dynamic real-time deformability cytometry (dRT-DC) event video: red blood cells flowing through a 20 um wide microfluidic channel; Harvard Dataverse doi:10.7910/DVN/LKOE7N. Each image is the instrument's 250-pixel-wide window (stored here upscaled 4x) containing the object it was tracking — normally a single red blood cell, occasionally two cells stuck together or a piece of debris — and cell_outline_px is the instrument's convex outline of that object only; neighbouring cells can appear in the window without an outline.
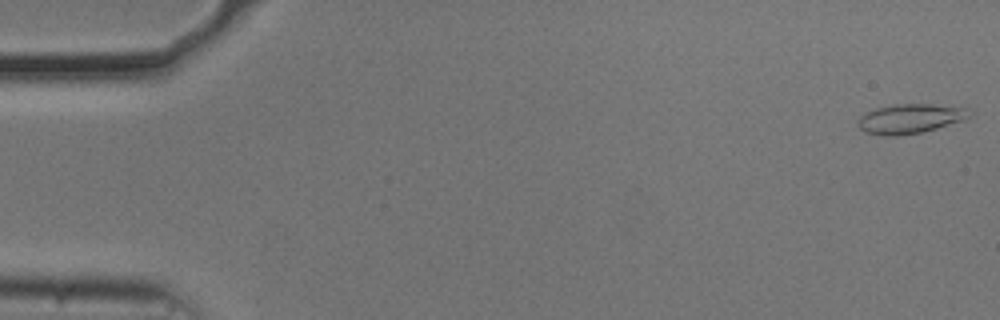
{"species": "common noctule bat (a hibernating species)", "species_latin": "Nyctalus noctula", "temperature_condition": "cold", "stored_images_in_passage": 4, "camera_frame_rate_fps": 3000, "um_per_image_px": 0.085, "animal": {"sex": "male", "body_mass_g": 20.5, "forearm_length_mm": 52.5}, "frame": {"image": 1, "passage_image": 1, "time_ms": 0.0, "image_size_px": [1000, 320], "cell_outline_px": [[972, 116], [968, 120], [920, 132], [896, 136], [884, 136], [864, 132], [860, 128], [856, 120], [860, 116], [876, 108], [896, 104], [932, 104], [964, 108], [972, 112]], "centroid_in_image_um": [77.38, 10.09], "position_along_channel_um": 7.6, "area_um2": 19.25}}